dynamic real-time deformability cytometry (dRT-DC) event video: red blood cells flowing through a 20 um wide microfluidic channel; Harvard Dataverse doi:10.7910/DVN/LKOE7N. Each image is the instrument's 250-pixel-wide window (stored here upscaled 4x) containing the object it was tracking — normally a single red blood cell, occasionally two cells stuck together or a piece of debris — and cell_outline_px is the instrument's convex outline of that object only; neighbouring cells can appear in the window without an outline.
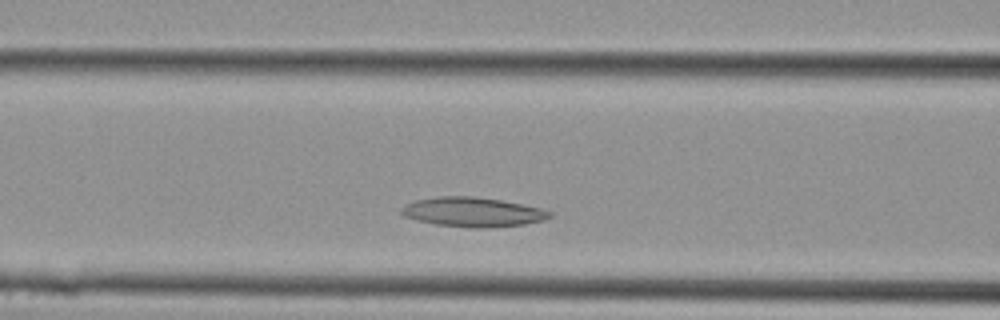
{"species": "Egyptian fruit bat (a non-hibernating species)", "species_latin": "Rousettus aegyptiacus", "temperature_condition": "cold", "stored_images_in_passage": 12, "camera_frame_rate_fps": 3000, "um_per_image_px": 0.085, "animal": {"sex": "female"}, "frame": {"image": 1, "passage_image": 6, "time_ms": 1.667, "image_size_px": [1000, 320], "cell_outline_px": [[552, 216], [544, 220], [524, 224], [480, 228], [468, 228], [436, 224], [416, 220], [404, 216], [400, 212], [400, 208], [404, 204], [416, 200], [436, 196], [472, 196], [500, 200], [540, 208], [552, 212]], "centroid_in_image_um": [40.13, 18.02], "position_along_channel_um": 126.5, "area_um2": 25.43}}
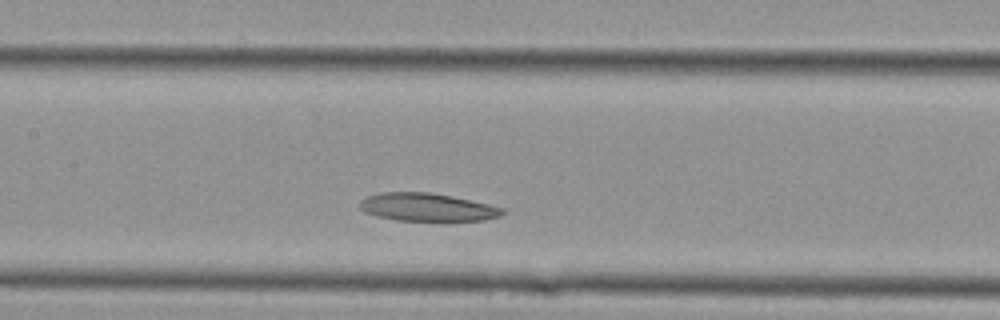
{"frame": {"image": 2, "passage_image": 8, "time_ms": 2.333, "image_size_px": [1000, 320], "cell_outline_px": [[504, 212], [500, 216], [484, 220], [396, 220], [376, 216], [364, 212], [360, 208], [360, 200], [368, 196], [380, 192], [428, 192], [452, 196], [488, 204], [504, 208]], "centroid_in_image_um": [36.28, 17.6], "position_along_channel_um": 171.1, "area_um2": 23.06}}
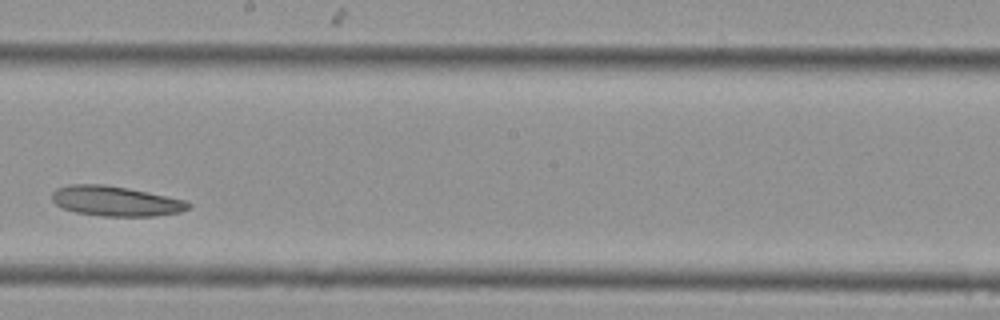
{"frame": {"image": 3, "passage_image": 11, "time_ms": 3.333, "image_size_px": [1000, 320], "cell_outline_px": [[192, 204], [188, 208], [180, 212], [156, 216], [100, 216], [76, 212], [64, 208], [56, 204], [52, 200], [52, 192], [56, 188], [68, 184], [104, 184], [128, 188], [184, 200]], "centroid_in_image_um": [9.8, 17.09], "position_along_channel_um": 238.4, "area_um2": 23.76}}